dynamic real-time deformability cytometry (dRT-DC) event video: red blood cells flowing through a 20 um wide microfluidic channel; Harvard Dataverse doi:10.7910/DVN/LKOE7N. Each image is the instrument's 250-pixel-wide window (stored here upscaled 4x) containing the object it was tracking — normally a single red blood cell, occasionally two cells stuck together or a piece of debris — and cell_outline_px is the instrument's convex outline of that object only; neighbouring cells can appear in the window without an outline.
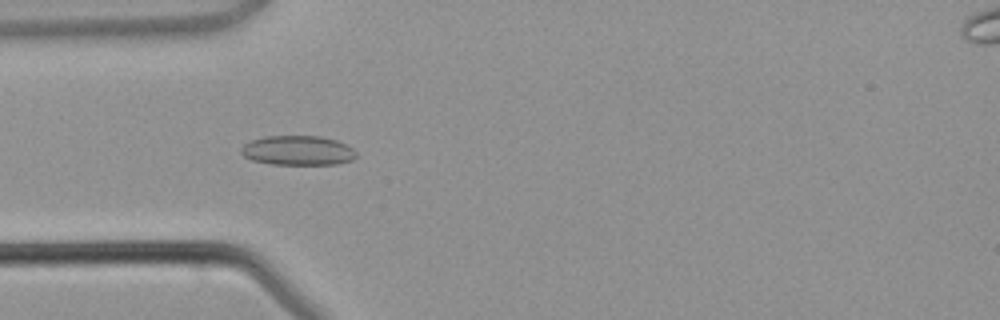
{"species": "common noctule bat (a hibernating species)", "species_latin": "Nyctalus noctula", "temperature_condition": "warm", "stored_images_in_passage": 4, "camera_frame_rate_fps": 3000, "um_per_image_px": 0.085, "animal": {"sex": "male", "body_mass_g": 21.5, "forearm_length_mm": 52.0}, "frame": {"image": 1, "passage_image": 3, "time_ms": 3.333, "image_size_px": [1000, 320], "cell_outline_px": [[356, 156], [352, 160], [336, 164], [272, 164], [252, 160], [244, 156], [240, 152], [240, 148], [244, 144], [252, 140], [264, 136], [320, 136], [336, 140], [352, 148], [356, 152]], "centroid_in_image_um": [25.29, 12.79], "position_along_channel_um": 59.7, "area_um2": 19.77}}
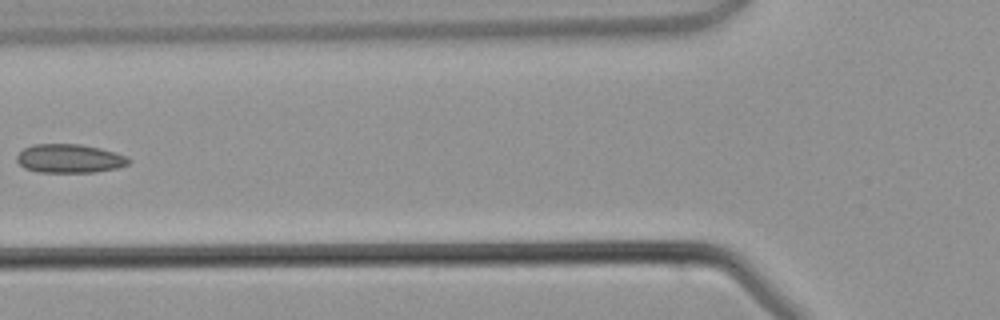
{"frame": {"image": 2, "passage_image": 4, "time_ms": 4.667, "image_size_px": [1000, 320], "cell_outline_px": [[132, 160], [128, 164], [116, 168], [96, 172], [36, 172], [24, 168], [16, 160], [16, 156], [24, 148], [32, 144], [80, 144], [100, 148], [128, 156]], "centroid_in_image_um": [5.91, 13.47], "position_along_channel_um": 119.9, "area_um2": 18.84}}